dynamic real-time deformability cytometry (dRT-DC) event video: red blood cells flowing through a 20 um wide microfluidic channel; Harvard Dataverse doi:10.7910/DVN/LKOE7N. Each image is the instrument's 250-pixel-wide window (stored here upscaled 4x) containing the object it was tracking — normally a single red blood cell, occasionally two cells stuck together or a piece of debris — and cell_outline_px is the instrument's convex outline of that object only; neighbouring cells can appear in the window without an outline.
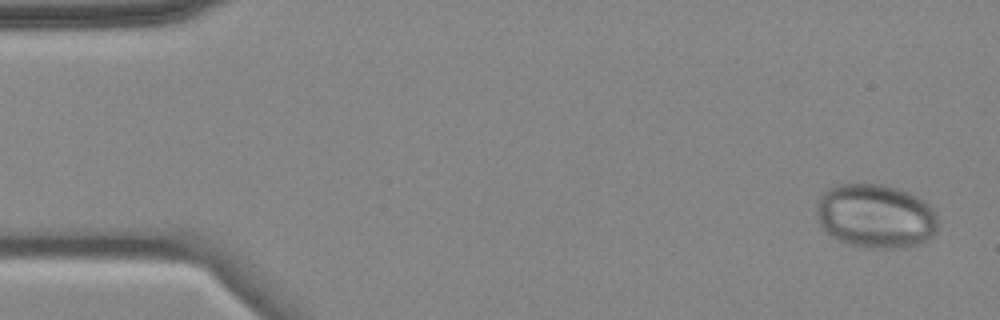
{"species": "common noctule bat (a hibernating species)", "species_latin": "Nyctalus noctula", "temperature_condition": "cold", "stored_images_in_passage": 5, "camera_frame_rate_fps": 3000, "um_per_image_px": 0.085, "animal": {"sex": "female", "body_mass_g": 18.4}, "frame": {"image": 1, "passage_image": 1, "time_ms": 0.0, "image_size_px": [1000, 320], "cell_outline_px": [[940, 228], [932, 236], [920, 244], [908, 248], [868, 248], [848, 244], [832, 236], [820, 224], [816, 212], [816, 200], [828, 188], [840, 184], [884, 184], [908, 192], [916, 196], [928, 204], [936, 212]], "centroid_in_image_um": [74.46, 18.38], "position_along_channel_um": 10.5, "area_um2": 45.78}}